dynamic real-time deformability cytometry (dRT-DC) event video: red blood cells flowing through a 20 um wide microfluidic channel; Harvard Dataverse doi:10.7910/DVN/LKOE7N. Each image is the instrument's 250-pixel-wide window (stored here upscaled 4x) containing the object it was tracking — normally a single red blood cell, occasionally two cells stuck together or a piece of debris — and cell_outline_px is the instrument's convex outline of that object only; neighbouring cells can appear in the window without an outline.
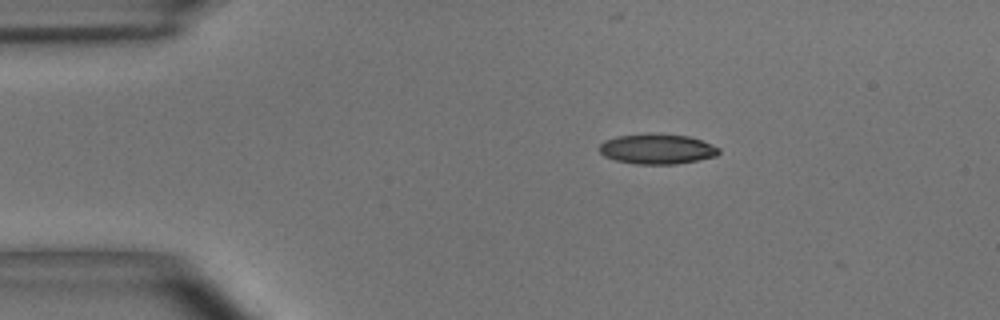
{"species": "common noctule bat (a hibernating species)", "species_latin": "Nyctalus noctula", "temperature_condition": "room temperature", "stored_images_in_passage": 4, "camera_frame_rate_fps": 3000, "um_per_image_px": 0.085, "animal": {"sex": "male", "body_mass_g": 15.6}, "frame": {"image": 1, "passage_image": 1, "time_ms": 0.0, "image_size_px": [1000, 320], "cell_outline_px": [[720, 152], [716, 156], [676, 164], [636, 164], [616, 160], [604, 156], [600, 152], [600, 144], [604, 140], [616, 136], [688, 136], [700, 140], [720, 148]], "centroid_in_image_um": [55.85, 12.71], "position_along_channel_um": 29.2, "area_um2": 20.06}}